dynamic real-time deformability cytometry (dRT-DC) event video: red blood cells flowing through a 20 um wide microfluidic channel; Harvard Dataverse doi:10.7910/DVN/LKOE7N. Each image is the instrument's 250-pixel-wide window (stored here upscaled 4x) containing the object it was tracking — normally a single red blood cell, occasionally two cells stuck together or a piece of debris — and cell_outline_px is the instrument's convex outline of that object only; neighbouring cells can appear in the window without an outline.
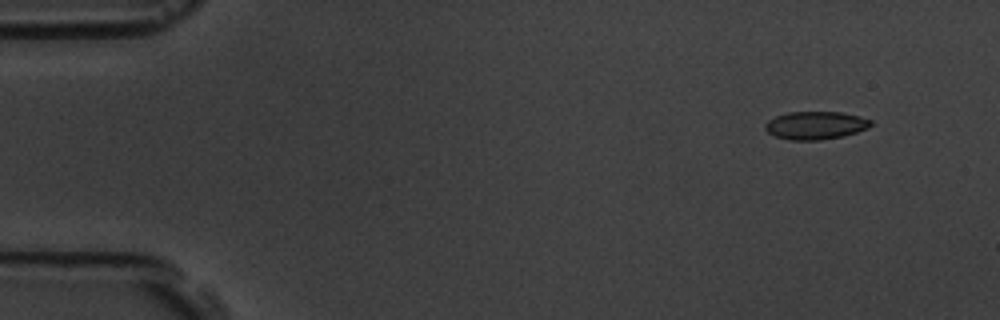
{"species": "common noctule bat (a hibernating species)", "species_latin": "Nyctalus noctula", "temperature_condition": "room temperature", "stored_images_in_passage": 6, "camera_frame_rate_fps": 3000, "um_per_image_px": 0.085, "animal": {"sex": "male", "body_mass_g": 19.5, "forearm_length_mm": 54.6}, "frame": {"image": 1, "passage_image": 2, "time_ms": 1.0, "image_size_px": [1000, 320], "cell_outline_px": [[872, 124], [868, 128], [844, 136], [820, 140], [788, 140], [776, 136], [768, 132], [764, 128], [764, 124], [768, 120], [776, 116], [788, 112], [840, 112], [860, 116], [872, 120]], "centroid_in_image_um": [69.32, 10.65], "position_along_channel_um": 15.7, "area_um2": 17.28}}
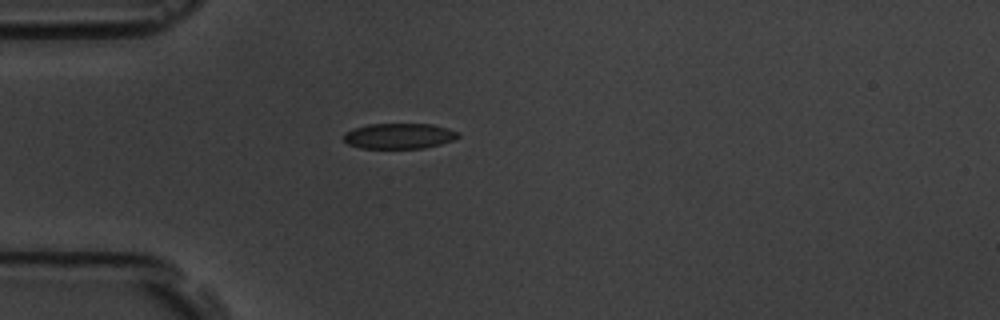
{"frame": {"image": 2, "passage_image": 5, "time_ms": 4.667, "image_size_px": [1000, 320], "cell_outline_px": [[460, 136], [452, 140], [440, 144], [424, 148], [360, 148], [348, 144], [344, 140], [344, 136], [348, 132], [356, 128], [368, 124], [432, 124], [448, 128], [460, 132]], "centroid_in_image_um": [33.97, 11.56], "position_along_channel_um": 51.0, "area_um2": 16.88}}